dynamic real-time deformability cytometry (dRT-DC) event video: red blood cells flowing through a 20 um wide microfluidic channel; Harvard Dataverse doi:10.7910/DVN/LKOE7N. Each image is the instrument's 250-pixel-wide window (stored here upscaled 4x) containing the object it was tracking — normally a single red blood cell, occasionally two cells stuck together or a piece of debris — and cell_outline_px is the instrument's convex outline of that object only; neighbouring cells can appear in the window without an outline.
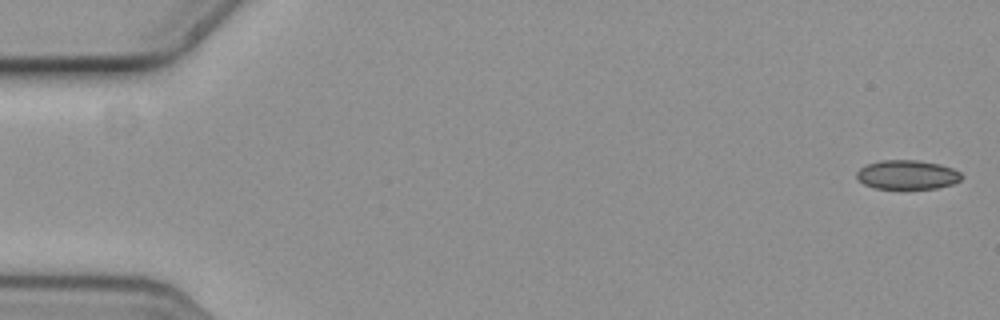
{"species": "common noctule bat (a hibernating species)", "species_latin": "Nyctalus noctula", "temperature_condition": "cold", "stored_images_in_passage": 4, "camera_frame_rate_fps": 3000, "um_per_image_px": 0.085, "animal": {"sex": "female", "body_mass_g": 19.3, "forearm_length_mm": 54.1}, "frame": {"image": 1, "passage_image": 1, "time_ms": 0.0, "image_size_px": [1000, 320], "cell_outline_px": [[964, 176], [960, 180], [952, 184], [936, 188], [876, 188], [864, 184], [856, 176], [856, 172], [860, 168], [868, 164], [880, 160], [920, 160], [940, 164], [952, 168], [960, 172]], "centroid_in_image_um": [77.14, 14.84], "position_along_channel_um": 7.9, "area_um2": 17.74}}